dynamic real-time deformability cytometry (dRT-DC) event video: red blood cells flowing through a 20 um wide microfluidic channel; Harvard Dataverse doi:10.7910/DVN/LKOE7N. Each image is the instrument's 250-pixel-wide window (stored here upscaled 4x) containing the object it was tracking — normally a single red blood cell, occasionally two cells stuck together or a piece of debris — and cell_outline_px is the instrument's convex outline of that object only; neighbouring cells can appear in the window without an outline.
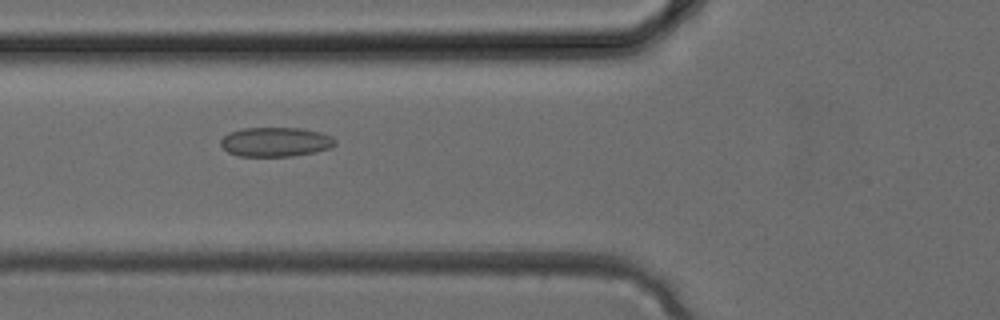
{"species": "common noctule bat (a hibernating species)", "species_latin": "Nyctalus noctula", "temperature_condition": "cold", "stored_images_in_passage": 6, "camera_frame_rate_fps": 3000, "um_per_image_px": 0.085, "animal": {"sex": "female", "body_mass_g": 24.6, "forearm_length_mm": 56.2}, "frame": {"image": 1, "passage_image": 5, "time_ms": 1.333, "image_size_px": [1000, 320], "cell_outline_px": [[336, 144], [328, 148], [316, 152], [292, 156], [236, 156], [228, 152], [220, 144], [220, 140], [228, 132], [240, 128], [300, 128], [320, 132], [332, 136], [336, 140]], "centroid_in_image_um": [23.4, 12.06], "position_along_channel_um": 102.4, "area_um2": 19.71}}